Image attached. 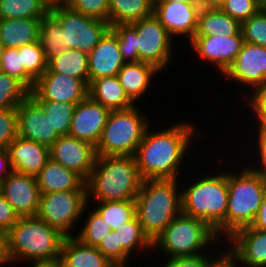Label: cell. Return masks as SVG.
<instances>
[{
  "mask_svg": "<svg viewBox=\"0 0 266 267\" xmlns=\"http://www.w3.org/2000/svg\"><path fill=\"white\" fill-rule=\"evenodd\" d=\"M30 267H57L58 262H30ZM29 267V266H28Z\"/></svg>",
  "mask_w": 266,
  "mask_h": 267,
  "instance_id": "57",
  "label": "cell"
},
{
  "mask_svg": "<svg viewBox=\"0 0 266 267\" xmlns=\"http://www.w3.org/2000/svg\"><path fill=\"white\" fill-rule=\"evenodd\" d=\"M153 0H109V25L130 24L153 14Z\"/></svg>",
  "mask_w": 266,
  "mask_h": 267,
  "instance_id": "30",
  "label": "cell"
},
{
  "mask_svg": "<svg viewBox=\"0 0 266 267\" xmlns=\"http://www.w3.org/2000/svg\"><path fill=\"white\" fill-rule=\"evenodd\" d=\"M205 176V177H204ZM181 189L182 213L202 219L221 240H226L228 202L227 171L197 176L194 183Z\"/></svg>",
  "mask_w": 266,
  "mask_h": 267,
  "instance_id": "4",
  "label": "cell"
},
{
  "mask_svg": "<svg viewBox=\"0 0 266 267\" xmlns=\"http://www.w3.org/2000/svg\"><path fill=\"white\" fill-rule=\"evenodd\" d=\"M224 244L245 267H266V230L247 226L235 231Z\"/></svg>",
  "mask_w": 266,
  "mask_h": 267,
  "instance_id": "21",
  "label": "cell"
},
{
  "mask_svg": "<svg viewBox=\"0 0 266 267\" xmlns=\"http://www.w3.org/2000/svg\"><path fill=\"white\" fill-rule=\"evenodd\" d=\"M110 29L117 35L120 52L125 63L138 62V35L130 24H115Z\"/></svg>",
  "mask_w": 266,
  "mask_h": 267,
  "instance_id": "40",
  "label": "cell"
},
{
  "mask_svg": "<svg viewBox=\"0 0 266 267\" xmlns=\"http://www.w3.org/2000/svg\"><path fill=\"white\" fill-rule=\"evenodd\" d=\"M249 97L244 100H249L246 102L247 107L254 113L252 118L254 116V119H266V83L250 93Z\"/></svg>",
  "mask_w": 266,
  "mask_h": 267,
  "instance_id": "47",
  "label": "cell"
},
{
  "mask_svg": "<svg viewBox=\"0 0 266 267\" xmlns=\"http://www.w3.org/2000/svg\"><path fill=\"white\" fill-rule=\"evenodd\" d=\"M50 158L85 180L91 174L97 158L96 147L70 135L60 136L50 147Z\"/></svg>",
  "mask_w": 266,
  "mask_h": 267,
  "instance_id": "15",
  "label": "cell"
},
{
  "mask_svg": "<svg viewBox=\"0 0 266 267\" xmlns=\"http://www.w3.org/2000/svg\"><path fill=\"white\" fill-rule=\"evenodd\" d=\"M88 96L109 111L125 110L136 105L127 96L117 76L92 81L88 85Z\"/></svg>",
  "mask_w": 266,
  "mask_h": 267,
  "instance_id": "27",
  "label": "cell"
},
{
  "mask_svg": "<svg viewBox=\"0 0 266 267\" xmlns=\"http://www.w3.org/2000/svg\"><path fill=\"white\" fill-rule=\"evenodd\" d=\"M34 101L43 109L56 133L59 136L68 135L76 104L49 100Z\"/></svg>",
  "mask_w": 266,
  "mask_h": 267,
  "instance_id": "35",
  "label": "cell"
},
{
  "mask_svg": "<svg viewBox=\"0 0 266 267\" xmlns=\"http://www.w3.org/2000/svg\"><path fill=\"white\" fill-rule=\"evenodd\" d=\"M128 262L129 261H124V262H110L107 267H131L132 265H130Z\"/></svg>",
  "mask_w": 266,
  "mask_h": 267,
  "instance_id": "59",
  "label": "cell"
},
{
  "mask_svg": "<svg viewBox=\"0 0 266 267\" xmlns=\"http://www.w3.org/2000/svg\"><path fill=\"white\" fill-rule=\"evenodd\" d=\"M0 191L19 217L37 215L40 190L35 176L12 171L1 183Z\"/></svg>",
  "mask_w": 266,
  "mask_h": 267,
  "instance_id": "16",
  "label": "cell"
},
{
  "mask_svg": "<svg viewBox=\"0 0 266 267\" xmlns=\"http://www.w3.org/2000/svg\"><path fill=\"white\" fill-rule=\"evenodd\" d=\"M223 247L220 249V253L213 255L211 258L209 267H245L239 260V258L224 244ZM226 246V247H225ZM227 248V249H225ZM221 250L223 252H221ZM223 253V254H222ZM218 254V257L216 256ZM220 255V256H219ZM216 256V257H215ZM215 257V258H214Z\"/></svg>",
  "mask_w": 266,
  "mask_h": 267,
  "instance_id": "50",
  "label": "cell"
},
{
  "mask_svg": "<svg viewBox=\"0 0 266 267\" xmlns=\"http://www.w3.org/2000/svg\"><path fill=\"white\" fill-rule=\"evenodd\" d=\"M42 19L12 18L0 20V43L18 48L38 41Z\"/></svg>",
  "mask_w": 266,
  "mask_h": 267,
  "instance_id": "26",
  "label": "cell"
},
{
  "mask_svg": "<svg viewBox=\"0 0 266 267\" xmlns=\"http://www.w3.org/2000/svg\"><path fill=\"white\" fill-rule=\"evenodd\" d=\"M12 172V167L7 149L0 150V184Z\"/></svg>",
  "mask_w": 266,
  "mask_h": 267,
  "instance_id": "52",
  "label": "cell"
},
{
  "mask_svg": "<svg viewBox=\"0 0 266 267\" xmlns=\"http://www.w3.org/2000/svg\"><path fill=\"white\" fill-rule=\"evenodd\" d=\"M18 136L17 108L0 110V150L7 149L8 145Z\"/></svg>",
  "mask_w": 266,
  "mask_h": 267,
  "instance_id": "43",
  "label": "cell"
},
{
  "mask_svg": "<svg viewBox=\"0 0 266 267\" xmlns=\"http://www.w3.org/2000/svg\"><path fill=\"white\" fill-rule=\"evenodd\" d=\"M191 123L180 120V122H176V125L172 124L171 127L161 128V130L151 129V125L147 128L144 138L134 154L139 172L144 180H180L179 177L182 174L179 172L183 167L182 163H185V159H187V151H191L188 150L189 146H192L193 142L191 141L204 140L203 134L196 128L197 125Z\"/></svg>",
  "mask_w": 266,
  "mask_h": 267,
  "instance_id": "1",
  "label": "cell"
},
{
  "mask_svg": "<svg viewBox=\"0 0 266 267\" xmlns=\"http://www.w3.org/2000/svg\"><path fill=\"white\" fill-rule=\"evenodd\" d=\"M12 171L37 176L50 159L49 147L17 136L7 147Z\"/></svg>",
  "mask_w": 266,
  "mask_h": 267,
  "instance_id": "22",
  "label": "cell"
},
{
  "mask_svg": "<svg viewBox=\"0 0 266 267\" xmlns=\"http://www.w3.org/2000/svg\"><path fill=\"white\" fill-rule=\"evenodd\" d=\"M88 214L85 215L83 225L75 234V237L79 239L82 243L97 247L103 238L112 231V229L107 225L103 217L92 207L89 209L87 204ZM79 233V234H78Z\"/></svg>",
  "mask_w": 266,
  "mask_h": 267,
  "instance_id": "36",
  "label": "cell"
},
{
  "mask_svg": "<svg viewBox=\"0 0 266 267\" xmlns=\"http://www.w3.org/2000/svg\"><path fill=\"white\" fill-rule=\"evenodd\" d=\"M173 2L199 4V0H153V3H173Z\"/></svg>",
  "mask_w": 266,
  "mask_h": 267,
  "instance_id": "56",
  "label": "cell"
},
{
  "mask_svg": "<svg viewBox=\"0 0 266 267\" xmlns=\"http://www.w3.org/2000/svg\"><path fill=\"white\" fill-rule=\"evenodd\" d=\"M21 53L22 65L25 71L37 81L48 69V60L45 58L44 51L39 42L17 48Z\"/></svg>",
  "mask_w": 266,
  "mask_h": 267,
  "instance_id": "38",
  "label": "cell"
},
{
  "mask_svg": "<svg viewBox=\"0 0 266 267\" xmlns=\"http://www.w3.org/2000/svg\"><path fill=\"white\" fill-rule=\"evenodd\" d=\"M3 50H4V46L0 43V61H1V58H2Z\"/></svg>",
  "mask_w": 266,
  "mask_h": 267,
  "instance_id": "61",
  "label": "cell"
},
{
  "mask_svg": "<svg viewBox=\"0 0 266 267\" xmlns=\"http://www.w3.org/2000/svg\"><path fill=\"white\" fill-rule=\"evenodd\" d=\"M0 71L19 80L30 92L35 80L25 71L22 65L21 53L17 48H4L0 61Z\"/></svg>",
  "mask_w": 266,
  "mask_h": 267,
  "instance_id": "39",
  "label": "cell"
},
{
  "mask_svg": "<svg viewBox=\"0 0 266 267\" xmlns=\"http://www.w3.org/2000/svg\"><path fill=\"white\" fill-rule=\"evenodd\" d=\"M209 252L213 254L211 250L200 255L170 258L166 259V262L162 264L163 267H209L211 258L213 257Z\"/></svg>",
  "mask_w": 266,
  "mask_h": 267,
  "instance_id": "46",
  "label": "cell"
},
{
  "mask_svg": "<svg viewBox=\"0 0 266 267\" xmlns=\"http://www.w3.org/2000/svg\"><path fill=\"white\" fill-rule=\"evenodd\" d=\"M30 91L16 78L0 71V110L17 108Z\"/></svg>",
  "mask_w": 266,
  "mask_h": 267,
  "instance_id": "37",
  "label": "cell"
},
{
  "mask_svg": "<svg viewBox=\"0 0 266 267\" xmlns=\"http://www.w3.org/2000/svg\"><path fill=\"white\" fill-rule=\"evenodd\" d=\"M58 263L61 267H107L110 261L96 247L66 236Z\"/></svg>",
  "mask_w": 266,
  "mask_h": 267,
  "instance_id": "25",
  "label": "cell"
},
{
  "mask_svg": "<svg viewBox=\"0 0 266 267\" xmlns=\"http://www.w3.org/2000/svg\"><path fill=\"white\" fill-rule=\"evenodd\" d=\"M9 263L7 252V232L0 229V266Z\"/></svg>",
  "mask_w": 266,
  "mask_h": 267,
  "instance_id": "53",
  "label": "cell"
},
{
  "mask_svg": "<svg viewBox=\"0 0 266 267\" xmlns=\"http://www.w3.org/2000/svg\"><path fill=\"white\" fill-rule=\"evenodd\" d=\"M250 226L256 230H266V181L264 186L262 203L253 223Z\"/></svg>",
  "mask_w": 266,
  "mask_h": 267,
  "instance_id": "51",
  "label": "cell"
},
{
  "mask_svg": "<svg viewBox=\"0 0 266 267\" xmlns=\"http://www.w3.org/2000/svg\"><path fill=\"white\" fill-rule=\"evenodd\" d=\"M40 194L65 190H87L86 180L77 172L67 169L51 158L36 176Z\"/></svg>",
  "mask_w": 266,
  "mask_h": 267,
  "instance_id": "23",
  "label": "cell"
},
{
  "mask_svg": "<svg viewBox=\"0 0 266 267\" xmlns=\"http://www.w3.org/2000/svg\"><path fill=\"white\" fill-rule=\"evenodd\" d=\"M143 181L134 156H97L86 180L88 204L91 205V199L135 200Z\"/></svg>",
  "mask_w": 266,
  "mask_h": 267,
  "instance_id": "2",
  "label": "cell"
},
{
  "mask_svg": "<svg viewBox=\"0 0 266 267\" xmlns=\"http://www.w3.org/2000/svg\"><path fill=\"white\" fill-rule=\"evenodd\" d=\"M224 0H199L201 9H220Z\"/></svg>",
  "mask_w": 266,
  "mask_h": 267,
  "instance_id": "54",
  "label": "cell"
},
{
  "mask_svg": "<svg viewBox=\"0 0 266 267\" xmlns=\"http://www.w3.org/2000/svg\"><path fill=\"white\" fill-rule=\"evenodd\" d=\"M61 231L37 216L20 217L7 231L9 262H59L63 242Z\"/></svg>",
  "mask_w": 266,
  "mask_h": 267,
  "instance_id": "3",
  "label": "cell"
},
{
  "mask_svg": "<svg viewBox=\"0 0 266 267\" xmlns=\"http://www.w3.org/2000/svg\"><path fill=\"white\" fill-rule=\"evenodd\" d=\"M29 96L33 100L78 104L88 96V85L82 79L52 73L47 69L35 82Z\"/></svg>",
  "mask_w": 266,
  "mask_h": 267,
  "instance_id": "14",
  "label": "cell"
},
{
  "mask_svg": "<svg viewBox=\"0 0 266 267\" xmlns=\"http://www.w3.org/2000/svg\"><path fill=\"white\" fill-rule=\"evenodd\" d=\"M240 168L227 172L226 239L253 223L264 193L265 180L248 166Z\"/></svg>",
  "mask_w": 266,
  "mask_h": 267,
  "instance_id": "7",
  "label": "cell"
},
{
  "mask_svg": "<svg viewBox=\"0 0 266 267\" xmlns=\"http://www.w3.org/2000/svg\"><path fill=\"white\" fill-rule=\"evenodd\" d=\"M97 203V204H96ZM93 207L115 231L123 223L130 221L135 215V200L96 201Z\"/></svg>",
  "mask_w": 266,
  "mask_h": 267,
  "instance_id": "34",
  "label": "cell"
},
{
  "mask_svg": "<svg viewBox=\"0 0 266 267\" xmlns=\"http://www.w3.org/2000/svg\"><path fill=\"white\" fill-rule=\"evenodd\" d=\"M45 5H47L49 8L55 7V6H59V5H63L66 3V0H42Z\"/></svg>",
  "mask_w": 266,
  "mask_h": 267,
  "instance_id": "58",
  "label": "cell"
},
{
  "mask_svg": "<svg viewBox=\"0 0 266 267\" xmlns=\"http://www.w3.org/2000/svg\"><path fill=\"white\" fill-rule=\"evenodd\" d=\"M188 43L192 47L191 50L198 55L197 58L206 65L208 63L212 67L215 66L223 77L241 51L244 39L240 30L235 36L193 37Z\"/></svg>",
  "mask_w": 266,
  "mask_h": 267,
  "instance_id": "13",
  "label": "cell"
},
{
  "mask_svg": "<svg viewBox=\"0 0 266 267\" xmlns=\"http://www.w3.org/2000/svg\"><path fill=\"white\" fill-rule=\"evenodd\" d=\"M153 15L174 38L195 36L198 26L199 4L181 2L153 3Z\"/></svg>",
  "mask_w": 266,
  "mask_h": 267,
  "instance_id": "17",
  "label": "cell"
},
{
  "mask_svg": "<svg viewBox=\"0 0 266 267\" xmlns=\"http://www.w3.org/2000/svg\"><path fill=\"white\" fill-rule=\"evenodd\" d=\"M244 42L266 47V17L259 10L255 15L241 23Z\"/></svg>",
  "mask_w": 266,
  "mask_h": 267,
  "instance_id": "41",
  "label": "cell"
},
{
  "mask_svg": "<svg viewBox=\"0 0 266 267\" xmlns=\"http://www.w3.org/2000/svg\"><path fill=\"white\" fill-rule=\"evenodd\" d=\"M87 204V190H65L40 194L39 210L36 216L64 235L75 236L71 231H75V227L78 226L76 224L83 223L81 219L87 211Z\"/></svg>",
  "mask_w": 266,
  "mask_h": 267,
  "instance_id": "9",
  "label": "cell"
},
{
  "mask_svg": "<svg viewBox=\"0 0 266 267\" xmlns=\"http://www.w3.org/2000/svg\"><path fill=\"white\" fill-rule=\"evenodd\" d=\"M130 25L138 35L139 61L154 65L160 70L159 73L162 70L164 72L173 60L172 48L175 47L174 41L176 42V38L169 34L153 14L132 22Z\"/></svg>",
  "mask_w": 266,
  "mask_h": 267,
  "instance_id": "11",
  "label": "cell"
},
{
  "mask_svg": "<svg viewBox=\"0 0 266 267\" xmlns=\"http://www.w3.org/2000/svg\"><path fill=\"white\" fill-rule=\"evenodd\" d=\"M241 24L220 9H200L198 26L194 37L235 36Z\"/></svg>",
  "mask_w": 266,
  "mask_h": 267,
  "instance_id": "28",
  "label": "cell"
},
{
  "mask_svg": "<svg viewBox=\"0 0 266 267\" xmlns=\"http://www.w3.org/2000/svg\"><path fill=\"white\" fill-rule=\"evenodd\" d=\"M48 12L49 7L42 0H0V20L43 19Z\"/></svg>",
  "mask_w": 266,
  "mask_h": 267,
  "instance_id": "33",
  "label": "cell"
},
{
  "mask_svg": "<svg viewBox=\"0 0 266 267\" xmlns=\"http://www.w3.org/2000/svg\"><path fill=\"white\" fill-rule=\"evenodd\" d=\"M63 35L62 25L48 12L41 20L38 36V42L47 60L67 50L63 45Z\"/></svg>",
  "mask_w": 266,
  "mask_h": 267,
  "instance_id": "31",
  "label": "cell"
},
{
  "mask_svg": "<svg viewBox=\"0 0 266 267\" xmlns=\"http://www.w3.org/2000/svg\"><path fill=\"white\" fill-rule=\"evenodd\" d=\"M48 69L52 73L82 79L89 85V58L85 51L67 49L48 60Z\"/></svg>",
  "mask_w": 266,
  "mask_h": 267,
  "instance_id": "29",
  "label": "cell"
},
{
  "mask_svg": "<svg viewBox=\"0 0 266 267\" xmlns=\"http://www.w3.org/2000/svg\"><path fill=\"white\" fill-rule=\"evenodd\" d=\"M178 179H145L135 198V213L144 233L155 238L182 213Z\"/></svg>",
  "mask_w": 266,
  "mask_h": 267,
  "instance_id": "5",
  "label": "cell"
},
{
  "mask_svg": "<svg viewBox=\"0 0 266 267\" xmlns=\"http://www.w3.org/2000/svg\"><path fill=\"white\" fill-rule=\"evenodd\" d=\"M219 242L224 240L205 221L181 213L155 238L152 248L170 259L203 254Z\"/></svg>",
  "mask_w": 266,
  "mask_h": 267,
  "instance_id": "6",
  "label": "cell"
},
{
  "mask_svg": "<svg viewBox=\"0 0 266 267\" xmlns=\"http://www.w3.org/2000/svg\"><path fill=\"white\" fill-rule=\"evenodd\" d=\"M74 11L109 22V0H66Z\"/></svg>",
  "mask_w": 266,
  "mask_h": 267,
  "instance_id": "42",
  "label": "cell"
},
{
  "mask_svg": "<svg viewBox=\"0 0 266 267\" xmlns=\"http://www.w3.org/2000/svg\"><path fill=\"white\" fill-rule=\"evenodd\" d=\"M110 262H124L131 260L130 254L118 245L117 234L109 232L96 247Z\"/></svg>",
  "mask_w": 266,
  "mask_h": 267,
  "instance_id": "45",
  "label": "cell"
},
{
  "mask_svg": "<svg viewBox=\"0 0 266 267\" xmlns=\"http://www.w3.org/2000/svg\"><path fill=\"white\" fill-rule=\"evenodd\" d=\"M253 120H254V125L253 126H256L255 124H257V126L255 128L253 127V129H252V130H254V129L257 128V130L255 132L258 133V134L257 135L254 134L255 137H257V136H266V119H253ZM255 120L257 121V123H256Z\"/></svg>",
  "mask_w": 266,
  "mask_h": 267,
  "instance_id": "55",
  "label": "cell"
},
{
  "mask_svg": "<svg viewBox=\"0 0 266 267\" xmlns=\"http://www.w3.org/2000/svg\"><path fill=\"white\" fill-rule=\"evenodd\" d=\"M18 136L50 147L60 136L43 109L28 96L17 107Z\"/></svg>",
  "mask_w": 266,
  "mask_h": 267,
  "instance_id": "19",
  "label": "cell"
},
{
  "mask_svg": "<svg viewBox=\"0 0 266 267\" xmlns=\"http://www.w3.org/2000/svg\"><path fill=\"white\" fill-rule=\"evenodd\" d=\"M63 29L64 47L91 52L110 29L109 22L74 11L66 4L49 8Z\"/></svg>",
  "mask_w": 266,
  "mask_h": 267,
  "instance_id": "10",
  "label": "cell"
},
{
  "mask_svg": "<svg viewBox=\"0 0 266 267\" xmlns=\"http://www.w3.org/2000/svg\"><path fill=\"white\" fill-rule=\"evenodd\" d=\"M260 10L264 13V15H265V17H266V7H263V8H261Z\"/></svg>",
  "mask_w": 266,
  "mask_h": 267,
  "instance_id": "62",
  "label": "cell"
},
{
  "mask_svg": "<svg viewBox=\"0 0 266 267\" xmlns=\"http://www.w3.org/2000/svg\"><path fill=\"white\" fill-rule=\"evenodd\" d=\"M220 10L241 24L255 15L260 8L257 0H224Z\"/></svg>",
  "mask_w": 266,
  "mask_h": 267,
  "instance_id": "44",
  "label": "cell"
},
{
  "mask_svg": "<svg viewBox=\"0 0 266 267\" xmlns=\"http://www.w3.org/2000/svg\"><path fill=\"white\" fill-rule=\"evenodd\" d=\"M228 80H234V84L247 86L250 91L243 98H247L253 92L266 83V47L244 42L241 51L232 62L231 66L223 74ZM249 86V87H248Z\"/></svg>",
  "mask_w": 266,
  "mask_h": 267,
  "instance_id": "12",
  "label": "cell"
},
{
  "mask_svg": "<svg viewBox=\"0 0 266 267\" xmlns=\"http://www.w3.org/2000/svg\"><path fill=\"white\" fill-rule=\"evenodd\" d=\"M114 232L117 234L118 245H121L131 257L133 253H139L141 250L143 254L153 250L152 241L144 233L136 215L130 221L123 223Z\"/></svg>",
  "mask_w": 266,
  "mask_h": 267,
  "instance_id": "32",
  "label": "cell"
},
{
  "mask_svg": "<svg viewBox=\"0 0 266 267\" xmlns=\"http://www.w3.org/2000/svg\"><path fill=\"white\" fill-rule=\"evenodd\" d=\"M109 112L103 105L87 96L75 106L68 135L96 147Z\"/></svg>",
  "mask_w": 266,
  "mask_h": 267,
  "instance_id": "18",
  "label": "cell"
},
{
  "mask_svg": "<svg viewBox=\"0 0 266 267\" xmlns=\"http://www.w3.org/2000/svg\"><path fill=\"white\" fill-rule=\"evenodd\" d=\"M256 139V143H257V147L252 148L254 151L253 152L255 154H257L258 158L255 159L256 163L255 164H251V162H249V164L247 165L253 172H255L256 174L260 175L265 181H266V136H258ZM259 151V152H258ZM258 152V153H257ZM259 159V160H258ZM258 161V164H257ZM251 164V166H250ZM258 165V166H256ZM258 167V168H256Z\"/></svg>",
  "mask_w": 266,
  "mask_h": 267,
  "instance_id": "49",
  "label": "cell"
},
{
  "mask_svg": "<svg viewBox=\"0 0 266 267\" xmlns=\"http://www.w3.org/2000/svg\"><path fill=\"white\" fill-rule=\"evenodd\" d=\"M147 115L137 104L125 110L110 111L96 145L97 156H134L150 126Z\"/></svg>",
  "mask_w": 266,
  "mask_h": 267,
  "instance_id": "8",
  "label": "cell"
},
{
  "mask_svg": "<svg viewBox=\"0 0 266 267\" xmlns=\"http://www.w3.org/2000/svg\"><path fill=\"white\" fill-rule=\"evenodd\" d=\"M160 70L145 62L125 63L117 74L120 85L127 96L135 103L149 92L151 82ZM157 73V74H156ZM148 90V91H147Z\"/></svg>",
  "mask_w": 266,
  "mask_h": 267,
  "instance_id": "24",
  "label": "cell"
},
{
  "mask_svg": "<svg viewBox=\"0 0 266 267\" xmlns=\"http://www.w3.org/2000/svg\"><path fill=\"white\" fill-rule=\"evenodd\" d=\"M89 84L106 77L117 76L125 64L120 52L117 35L109 29L99 43L88 53Z\"/></svg>",
  "mask_w": 266,
  "mask_h": 267,
  "instance_id": "20",
  "label": "cell"
},
{
  "mask_svg": "<svg viewBox=\"0 0 266 267\" xmlns=\"http://www.w3.org/2000/svg\"><path fill=\"white\" fill-rule=\"evenodd\" d=\"M19 218L12 205L4 198L0 191V229L7 232Z\"/></svg>",
  "mask_w": 266,
  "mask_h": 267,
  "instance_id": "48",
  "label": "cell"
},
{
  "mask_svg": "<svg viewBox=\"0 0 266 267\" xmlns=\"http://www.w3.org/2000/svg\"><path fill=\"white\" fill-rule=\"evenodd\" d=\"M257 3L260 9L266 7V0H257Z\"/></svg>",
  "mask_w": 266,
  "mask_h": 267,
  "instance_id": "60",
  "label": "cell"
}]
</instances>
